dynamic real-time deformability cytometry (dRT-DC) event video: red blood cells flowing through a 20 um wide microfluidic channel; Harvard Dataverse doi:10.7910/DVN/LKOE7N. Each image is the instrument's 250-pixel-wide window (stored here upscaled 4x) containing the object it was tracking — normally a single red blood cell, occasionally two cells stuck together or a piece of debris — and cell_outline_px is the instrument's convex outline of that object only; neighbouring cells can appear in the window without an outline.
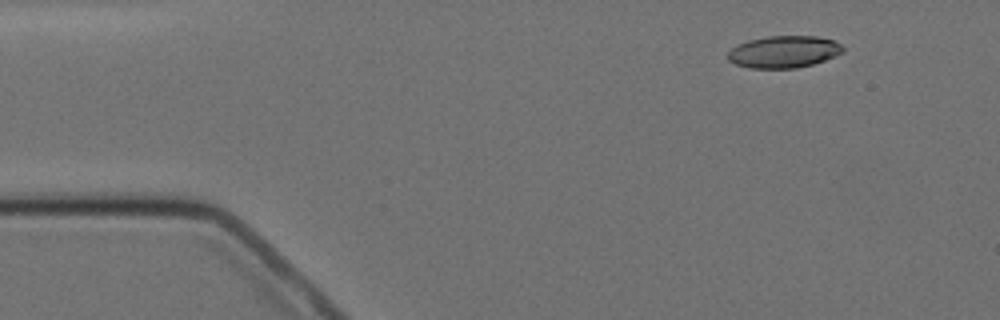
{"species": "Egyptian fruit bat (a non-hibernating species)", "species_latin": "Rousettus aegyptiacus", "temperature_condition": "cold", "stored_images_in_passage": 10, "camera_frame_rate_fps": 3000, "um_per_image_px": 0.085, "animal": {"sex": "female"}, "frame": {"image": 1, "passage_image": 1, "time_ms": 0.0, "image_size_px": [1000, 320], "cell_outline_px": [[844, 52], [836, 56], [812, 64], [796, 68], [748, 68], [736, 64], [728, 60], [728, 52], [736, 44], [748, 40], [764, 36], [816, 36], [832, 40], [840, 44], [844, 48]], "centroid_in_image_um": [66.61, 4.4], "position_along_channel_um": 18.4, "area_um2": 21.56}}
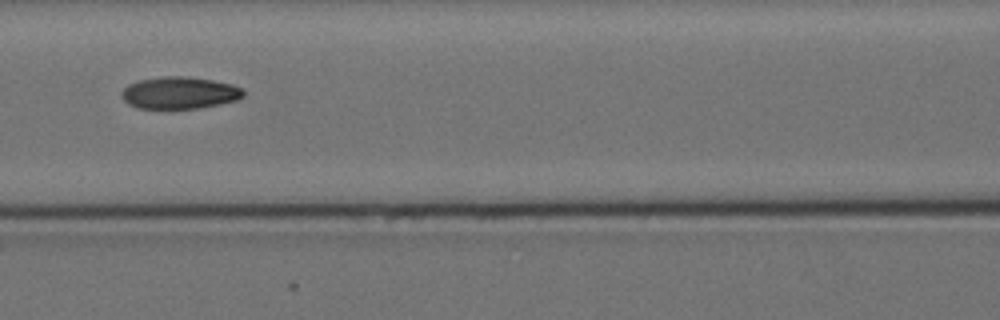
{"frame": {"image": 2, "passage_image": 6, "time_ms": 6.0, "image_size_px": [1000, 320], "cell_outline_px": [[244, 96], [236, 100], [220, 104], [200, 108], [168, 112], [136, 108], [128, 104], [120, 96], [120, 92], [128, 84], [140, 80], [164, 76], [180, 76], [212, 80], [232, 84], [244, 88]], "centroid_in_image_um": [15.22, 7.95], "position_along_channel_um": 151.4, "area_um2": 23.7}}
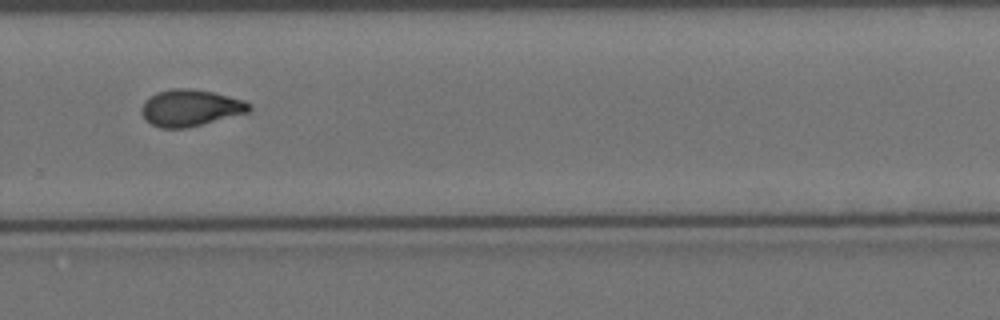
{"frame": {"image": 3, "passage_image": 10, "time_ms": 10.667, "image_size_px": [1000, 320], "cell_outline_px": [[252, 108], [248, 112], [188, 128], [160, 128], [144, 120], [140, 112], [140, 108], [144, 100], [148, 96], [156, 92], [172, 88], [188, 88], [212, 92], [244, 100]], "centroid_in_image_um": [16.1, 9.17], "position_along_channel_um": 313.7, "area_um2": 23.12}}